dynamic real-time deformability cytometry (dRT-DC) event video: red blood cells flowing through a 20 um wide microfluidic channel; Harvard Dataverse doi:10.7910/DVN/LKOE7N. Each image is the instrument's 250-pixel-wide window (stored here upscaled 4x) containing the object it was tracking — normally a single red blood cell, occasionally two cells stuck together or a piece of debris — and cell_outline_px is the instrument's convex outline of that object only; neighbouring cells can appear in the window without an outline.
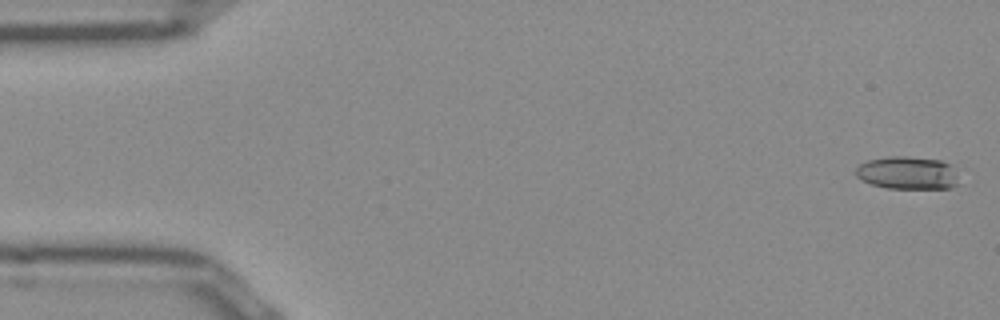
{"species": "Egyptian fruit bat (a non-hibernating species)", "species_latin": "Rousettus aegyptiacus", "temperature_condition": "room temperature", "stored_images_in_passage": 12, "camera_frame_rate_fps": 3000, "um_per_image_px": 0.085, "frame": {"image": 1, "passage_image": 1, "time_ms": 0.0, "image_size_px": [1000, 320], "cell_outline_px": [[956, 184], [948, 188], [888, 188], [872, 184], [856, 176], [856, 168], [860, 164], [868, 160], [888, 156], [904, 156], [940, 160], [948, 164], [956, 176]], "centroid_in_image_um": [77.08, 14.69], "position_along_channel_um": 7.9, "area_um2": 19.25}}